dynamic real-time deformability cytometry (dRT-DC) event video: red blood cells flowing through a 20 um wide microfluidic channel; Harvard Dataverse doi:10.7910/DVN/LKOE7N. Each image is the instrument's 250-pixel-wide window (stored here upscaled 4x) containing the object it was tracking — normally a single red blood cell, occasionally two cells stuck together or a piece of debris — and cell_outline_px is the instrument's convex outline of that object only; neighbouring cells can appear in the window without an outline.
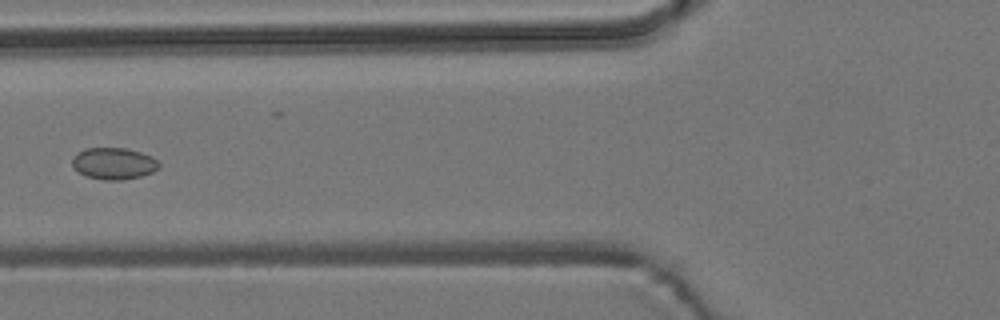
{"species": "common noctule bat (a hibernating species)", "species_latin": "Nyctalus noctula", "temperature_condition": "room temperature", "stored_images_in_passage": 8, "camera_frame_rate_fps": 3000, "um_per_image_px": 0.085, "animal": {"sex": "male", "body_mass_g": 19.2, "forearm_length_mm": 51.8}, "frame": {"image": 1, "passage_image": 7, "time_ms": 7.0, "image_size_px": [1000, 320], "cell_outline_px": [[160, 168], [152, 172], [140, 176], [124, 180], [104, 180], [88, 176], [80, 172], [72, 164], [72, 160], [76, 152], [84, 148], [124, 148], [140, 152], [152, 156], [160, 164]], "centroid_in_image_um": [9.68, 13.89], "position_along_channel_um": 116.1, "area_um2": 15.95}}
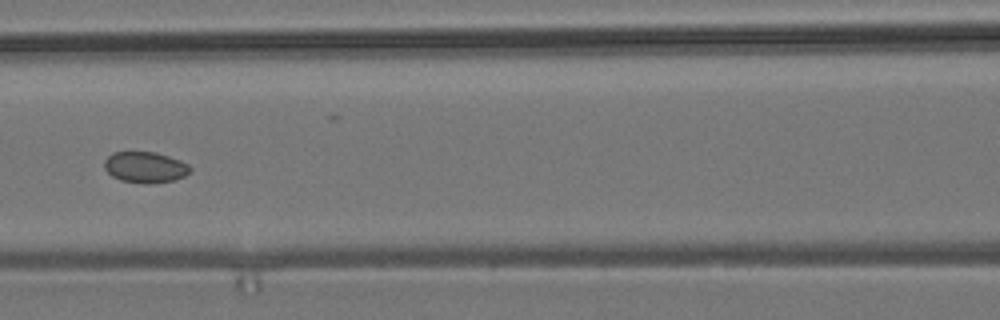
{"frame": {"image": 2, "passage_image": 8, "time_ms": 8.0, "image_size_px": [1000, 320], "cell_outline_px": [[192, 168], [184, 176], [172, 180], [148, 184], [120, 180], [112, 176], [104, 168], [104, 160], [112, 152], [156, 152], [180, 160], [188, 164]], "centroid_in_image_um": [12.32, 14.21], "position_along_channel_um": 154.3, "area_um2": 15.43}}